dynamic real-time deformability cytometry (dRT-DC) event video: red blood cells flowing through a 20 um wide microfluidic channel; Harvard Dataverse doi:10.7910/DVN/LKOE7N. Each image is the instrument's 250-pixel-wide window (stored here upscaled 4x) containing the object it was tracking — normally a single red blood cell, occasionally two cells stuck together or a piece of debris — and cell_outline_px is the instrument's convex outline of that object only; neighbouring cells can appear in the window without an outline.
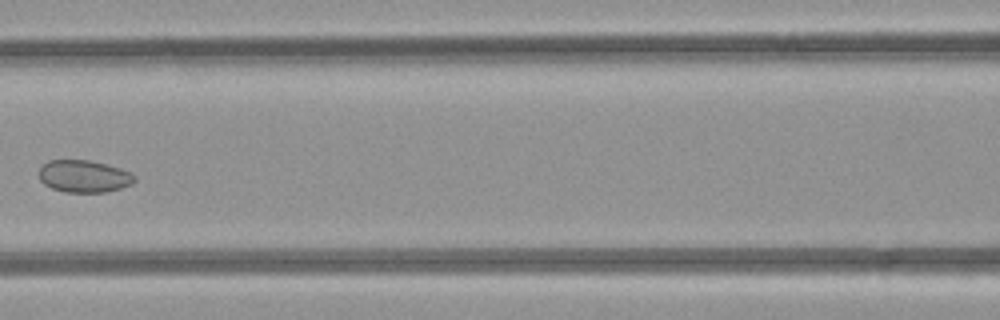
{"species": "common noctule bat (a hibernating species)", "species_latin": "Nyctalus noctula", "temperature_condition": "room temperature", "stored_images_in_passage": 7, "camera_frame_rate_fps": 3000, "um_per_image_px": 0.085, "animal": {"sex": "female", "body_mass_g": 21.9}, "frame": {"image": 1, "passage_image": 7, "time_ms": 7.0, "image_size_px": [1000, 320], "cell_outline_px": [[136, 180], [132, 184], [120, 188], [104, 192], [64, 192], [52, 188], [44, 184], [40, 180], [40, 168], [48, 160], [88, 160], [120, 168], [132, 172], [136, 176]], "centroid_in_image_um": [7.16, 14.98], "position_along_channel_um": 159.4, "area_um2": 17.92}}